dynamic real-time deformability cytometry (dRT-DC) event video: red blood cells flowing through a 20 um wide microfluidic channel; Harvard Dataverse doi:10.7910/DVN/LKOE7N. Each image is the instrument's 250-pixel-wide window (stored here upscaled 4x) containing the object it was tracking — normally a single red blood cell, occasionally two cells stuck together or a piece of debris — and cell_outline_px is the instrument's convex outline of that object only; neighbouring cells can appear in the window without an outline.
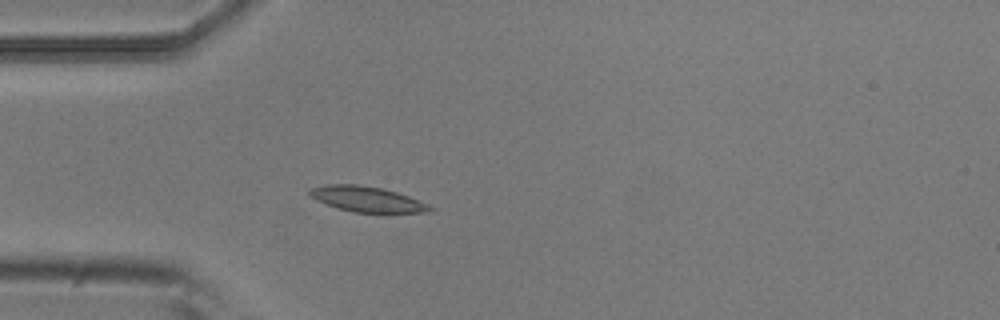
{"species": "common noctule bat (a hibernating species)", "species_latin": "Nyctalus noctula", "temperature_condition": "room temperature", "stored_images_in_passage": 4, "camera_frame_rate_fps": 3000, "um_per_image_px": 0.085, "animal": {"sex": "male", "body_mass_g": 20.5, "forearm_length_mm": 52.5}, "frame": {"image": 1, "passage_image": 4, "time_ms": 1.0, "image_size_px": [1000, 320], "cell_outline_px": [[436, 208], [432, 212], [352, 212], [336, 208], [316, 200], [308, 196], [308, 188], [324, 184], [356, 184], [384, 188], [408, 196], [428, 204]], "centroid_in_image_um": [31.14, 16.92], "position_along_channel_um": 53.9, "area_um2": 18.03}}